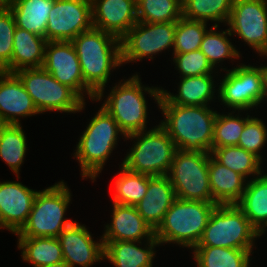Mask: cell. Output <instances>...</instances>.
I'll return each mask as SVG.
<instances>
[{
  "mask_svg": "<svg viewBox=\"0 0 267 267\" xmlns=\"http://www.w3.org/2000/svg\"><path fill=\"white\" fill-rule=\"evenodd\" d=\"M108 93L105 97V93H97L94 101H102L105 98L101 107L115 119L126 136L148 130L149 112L145 93L152 97L156 106H159L161 87L143 85L140 75L136 72L128 79L115 83Z\"/></svg>",
  "mask_w": 267,
  "mask_h": 267,
  "instance_id": "cell-1",
  "label": "cell"
},
{
  "mask_svg": "<svg viewBox=\"0 0 267 267\" xmlns=\"http://www.w3.org/2000/svg\"><path fill=\"white\" fill-rule=\"evenodd\" d=\"M164 119L160 125L167 131L175 146L183 151H212L214 122L217 110L211 106H184L159 103Z\"/></svg>",
  "mask_w": 267,
  "mask_h": 267,
  "instance_id": "cell-2",
  "label": "cell"
},
{
  "mask_svg": "<svg viewBox=\"0 0 267 267\" xmlns=\"http://www.w3.org/2000/svg\"><path fill=\"white\" fill-rule=\"evenodd\" d=\"M71 42L80 62L84 83L95 94L106 92L110 75L122 66L120 39L92 28L79 34Z\"/></svg>",
  "mask_w": 267,
  "mask_h": 267,
  "instance_id": "cell-3",
  "label": "cell"
},
{
  "mask_svg": "<svg viewBox=\"0 0 267 267\" xmlns=\"http://www.w3.org/2000/svg\"><path fill=\"white\" fill-rule=\"evenodd\" d=\"M119 136L125 141L126 135L115 119L100 106L79 136L73 154L75 160H78L82 179L90 178L93 183L96 181L111 153L117 148Z\"/></svg>",
  "mask_w": 267,
  "mask_h": 267,
  "instance_id": "cell-4",
  "label": "cell"
},
{
  "mask_svg": "<svg viewBox=\"0 0 267 267\" xmlns=\"http://www.w3.org/2000/svg\"><path fill=\"white\" fill-rule=\"evenodd\" d=\"M217 203L177 198L155 230L159 244H176L191 251L201 240L211 212Z\"/></svg>",
  "mask_w": 267,
  "mask_h": 267,
  "instance_id": "cell-5",
  "label": "cell"
},
{
  "mask_svg": "<svg viewBox=\"0 0 267 267\" xmlns=\"http://www.w3.org/2000/svg\"><path fill=\"white\" fill-rule=\"evenodd\" d=\"M71 200V190L64 180L39 190L28 220L15 234L16 237H58L65 228L74 222L65 217Z\"/></svg>",
  "mask_w": 267,
  "mask_h": 267,
  "instance_id": "cell-6",
  "label": "cell"
},
{
  "mask_svg": "<svg viewBox=\"0 0 267 267\" xmlns=\"http://www.w3.org/2000/svg\"><path fill=\"white\" fill-rule=\"evenodd\" d=\"M125 140H134L123 162H120L127 170L150 176L168 174L177 148L160 124L130 134Z\"/></svg>",
  "mask_w": 267,
  "mask_h": 267,
  "instance_id": "cell-7",
  "label": "cell"
},
{
  "mask_svg": "<svg viewBox=\"0 0 267 267\" xmlns=\"http://www.w3.org/2000/svg\"><path fill=\"white\" fill-rule=\"evenodd\" d=\"M262 235L236 205H216L197 246H214L253 251Z\"/></svg>",
  "mask_w": 267,
  "mask_h": 267,
  "instance_id": "cell-8",
  "label": "cell"
},
{
  "mask_svg": "<svg viewBox=\"0 0 267 267\" xmlns=\"http://www.w3.org/2000/svg\"><path fill=\"white\" fill-rule=\"evenodd\" d=\"M31 96L40 114L45 112L79 113L84 102L71 88L61 84L43 67L24 68L15 72Z\"/></svg>",
  "mask_w": 267,
  "mask_h": 267,
  "instance_id": "cell-9",
  "label": "cell"
},
{
  "mask_svg": "<svg viewBox=\"0 0 267 267\" xmlns=\"http://www.w3.org/2000/svg\"><path fill=\"white\" fill-rule=\"evenodd\" d=\"M209 156L208 152L176 150L167 176L177 198L216 203L210 188Z\"/></svg>",
  "mask_w": 267,
  "mask_h": 267,
  "instance_id": "cell-10",
  "label": "cell"
},
{
  "mask_svg": "<svg viewBox=\"0 0 267 267\" xmlns=\"http://www.w3.org/2000/svg\"><path fill=\"white\" fill-rule=\"evenodd\" d=\"M225 71L222 81L218 84V102L234 111H253L263 103V72L259 66L239 63L232 69L220 68Z\"/></svg>",
  "mask_w": 267,
  "mask_h": 267,
  "instance_id": "cell-11",
  "label": "cell"
},
{
  "mask_svg": "<svg viewBox=\"0 0 267 267\" xmlns=\"http://www.w3.org/2000/svg\"><path fill=\"white\" fill-rule=\"evenodd\" d=\"M176 22H137L121 39V61L136 63L152 60L165 50L174 49ZM154 55V56H153Z\"/></svg>",
  "mask_w": 267,
  "mask_h": 267,
  "instance_id": "cell-12",
  "label": "cell"
},
{
  "mask_svg": "<svg viewBox=\"0 0 267 267\" xmlns=\"http://www.w3.org/2000/svg\"><path fill=\"white\" fill-rule=\"evenodd\" d=\"M226 26L232 36L267 59V0H233Z\"/></svg>",
  "mask_w": 267,
  "mask_h": 267,
  "instance_id": "cell-13",
  "label": "cell"
},
{
  "mask_svg": "<svg viewBox=\"0 0 267 267\" xmlns=\"http://www.w3.org/2000/svg\"><path fill=\"white\" fill-rule=\"evenodd\" d=\"M42 67L61 84L71 88L84 102L86 95L94 101L96 94L84 83L80 62L71 41L47 42Z\"/></svg>",
  "mask_w": 267,
  "mask_h": 267,
  "instance_id": "cell-14",
  "label": "cell"
},
{
  "mask_svg": "<svg viewBox=\"0 0 267 267\" xmlns=\"http://www.w3.org/2000/svg\"><path fill=\"white\" fill-rule=\"evenodd\" d=\"M92 28L91 0H54L48 18L46 40L72 41Z\"/></svg>",
  "mask_w": 267,
  "mask_h": 267,
  "instance_id": "cell-15",
  "label": "cell"
},
{
  "mask_svg": "<svg viewBox=\"0 0 267 267\" xmlns=\"http://www.w3.org/2000/svg\"><path fill=\"white\" fill-rule=\"evenodd\" d=\"M85 224L74 221L65 228L58 239L61 244L64 261L70 267H91L104 260V243L102 237L95 241Z\"/></svg>",
  "mask_w": 267,
  "mask_h": 267,
  "instance_id": "cell-16",
  "label": "cell"
},
{
  "mask_svg": "<svg viewBox=\"0 0 267 267\" xmlns=\"http://www.w3.org/2000/svg\"><path fill=\"white\" fill-rule=\"evenodd\" d=\"M37 192L18 180L0 181V224L3 230L17 234L22 229Z\"/></svg>",
  "mask_w": 267,
  "mask_h": 267,
  "instance_id": "cell-17",
  "label": "cell"
},
{
  "mask_svg": "<svg viewBox=\"0 0 267 267\" xmlns=\"http://www.w3.org/2000/svg\"><path fill=\"white\" fill-rule=\"evenodd\" d=\"M93 28L121 39L137 22L136 0H91Z\"/></svg>",
  "mask_w": 267,
  "mask_h": 267,
  "instance_id": "cell-18",
  "label": "cell"
},
{
  "mask_svg": "<svg viewBox=\"0 0 267 267\" xmlns=\"http://www.w3.org/2000/svg\"><path fill=\"white\" fill-rule=\"evenodd\" d=\"M112 219L104 227L103 242L146 241L155 236V231L140 216L135 206L112 205Z\"/></svg>",
  "mask_w": 267,
  "mask_h": 267,
  "instance_id": "cell-19",
  "label": "cell"
},
{
  "mask_svg": "<svg viewBox=\"0 0 267 267\" xmlns=\"http://www.w3.org/2000/svg\"><path fill=\"white\" fill-rule=\"evenodd\" d=\"M40 114L15 73L0 76V117L5 124L20 125L21 118Z\"/></svg>",
  "mask_w": 267,
  "mask_h": 267,
  "instance_id": "cell-20",
  "label": "cell"
},
{
  "mask_svg": "<svg viewBox=\"0 0 267 267\" xmlns=\"http://www.w3.org/2000/svg\"><path fill=\"white\" fill-rule=\"evenodd\" d=\"M177 199L167 175H148V189L144 198L135 205L146 223L155 231L163 222L170 206Z\"/></svg>",
  "mask_w": 267,
  "mask_h": 267,
  "instance_id": "cell-21",
  "label": "cell"
},
{
  "mask_svg": "<svg viewBox=\"0 0 267 267\" xmlns=\"http://www.w3.org/2000/svg\"><path fill=\"white\" fill-rule=\"evenodd\" d=\"M216 75L207 74L180 78L177 93H171L161 86L159 103H172L184 106H210L212 101L218 99V83L213 79ZM217 83V84H216Z\"/></svg>",
  "mask_w": 267,
  "mask_h": 267,
  "instance_id": "cell-22",
  "label": "cell"
},
{
  "mask_svg": "<svg viewBox=\"0 0 267 267\" xmlns=\"http://www.w3.org/2000/svg\"><path fill=\"white\" fill-rule=\"evenodd\" d=\"M103 243L104 260H108L115 267H153L155 249L160 246L155 236L146 241L125 240Z\"/></svg>",
  "mask_w": 267,
  "mask_h": 267,
  "instance_id": "cell-23",
  "label": "cell"
},
{
  "mask_svg": "<svg viewBox=\"0 0 267 267\" xmlns=\"http://www.w3.org/2000/svg\"><path fill=\"white\" fill-rule=\"evenodd\" d=\"M208 167L213 200L218 205L237 204L243 196L247 180L239 173L218 163L211 154Z\"/></svg>",
  "mask_w": 267,
  "mask_h": 267,
  "instance_id": "cell-24",
  "label": "cell"
},
{
  "mask_svg": "<svg viewBox=\"0 0 267 267\" xmlns=\"http://www.w3.org/2000/svg\"><path fill=\"white\" fill-rule=\"evenodd\" d=\"M45 37L16 27L12 60L6 66L7 72L15 73L24 68H41L44 63Z\"/></svg>",
  "mask_w": 267,
  "mask_h": 267,
  "instance_id": "cell-25",
  "label": "cell"
},
{
  "mask_svg": "<svg viewBox=\"0 0 267 267\" xmlns=\"http://www.w3.org/2000/svg\"><path fill=\"white\" fill-rule=\"evenodd\" d=\"M257 231H267V173L247 181L241 200L236 204Z\"/></svg>",
  "mask_w": 267,
  "mask_h": 267,
  "instance_id": "cell-26",
  "label": "cell"
},
{
  "mask_svg": "<svg viewBox=\"0 0 267 267\" xmlns=\"http://www.w3.org/2000/svg\"><path fill=\"white\" fill-rule=\"evenodd\" d=\"M54 0H11L16 27L46 39V28Z\"/></svg>",
  "mask_w": 267,
  "mask_h": 267,
  "instance_id": "cell-27",
  "label": "cell"
},
{
  "mask_svg": "<svg viewBox=\"0 0 267 267\" xmlns=\"http://www.w3.org/2000/svg\"><path fill=\"white\" fill-rule=\"evenodd\" d=\"M21 257L33 267H42L64 261L58 237H17Z\"/></svg>",
  "mask_w": 267,
  "mask_h": 267,
  "instance_id": "cell-28",
  "label": "cell"
},
{
  "mask_svg": "<svg viewBox=\"0 0 267 267\" xmlns=\"http://www.w3.org/2000/svg\"><path fill=\"white\" fill-rule=\"evenodd\" d=\"M253 253L244 249L196 246L192 258L197 267H250Z\"/></svg>",
  "mask_w": 267,
  "mask_h": 267,
  "instance_id": "cell-29",
  "label": "cell"
},
{
  "mask_svg": "<svg viewBox=\"0 0 267 267\" xmlns=\"http://www.w3.org/2000/svg\"><path fill=\"white\" fill-rule=\"evenodd\" d=\"M210 154L218 163L239 173L247 181L265 171L262 168L263 162L257 156L239 146L214 148Z\"/></svg>",
  "mask_w": 267,
  "mask_h": 267,
  "instance_id": "cell-30",
  "label": "cell"
},
{
  "mask_svg": "<svg viewBox=\"0 0 267 267\" xmlns=\"http://www.w3.org/2000/svg\"><path fill=\"white\" fill-rule=\"evenodd\" d=\"M22 125L6 124L0 131V158L15 173L17 179L28 150Z\"/></svg>",
  "mask_w": 267,
  "mask_h": 267,
  "instance_id": "cell-31",
  "label": "cell"
},
{
  "mask_svg": "<svg viewBox=\"0 0 267 267\" xmlns=\"http://www.w3.org/2000/svg\"><path fill=\"white\" fill-rule=\"evenodd\" d=\"M209 28L203 37L199 50L207 57L212 67L217 70L220 68V64L223 67L222 62L224 60L231 59V62L234 59L239 60L238 58H241L242 54L236 49V45L232 44L231 39L228 38L232 37L228 27L223 31H220V29L218 31L219 26H211Z\"/></svg>",
  "mask_w": 267,
  "mask_h": 267,
  "instance_id": "cell-32",
  "label": "cell"
},
{
  "mask_svg": "<svg viewBox=\"0 0 267 267\" xmlns=\"http://www.w3.org/2000/svg\"><path fill=\"white\" fill-rule=\"evenodd\" d=\"M233 0H185L182 3V17L208 23L212 26H225L229 20Z\"/></svg>",
  "mask_w": 267,
  "mask_h": 267,
  "instance_id": "cell-33",
  "label": "cell"
},
{
  "mask_svg": "<svg viewBox=\"0 0 267 267\" xmlns=\"http://www.w3.org/2000/svg\"><path fill=\"white\" fill-rule=\"evenodd\" d=\"M119 168L120 171L113 181L112 202L135 206L147 193L148 175L131 172L122 165H119Z\"/></svg>",
  "mask_w": 267,
  "mask_h": 267,
  "instance_id": "cell-34",
  "label": "cell"
},
{
  "mask_svg": "<svg viewBox=\"0 0 267 267\" xmlns=\"http://www.w3.org/2000/svg\"><path fill=\"white\" fill-rule=\"evenodd\" d=\"M241 112L243 111L236 112L232 110L226 112L227 114L224 112L223 114L220 112L217 113L214 122L212 150L214 148L225 146H238V141L244 126L252 117L249 115L248 111L246 113L247 116L245 115V117Z\"/></svg>",
  "mask_w": 267,
  "mask_h": 267,
  "instance_id": "cell-35",
  "label": "cell"
},
{
  "mask_svg": "<svg viewBox=\"0 0 267 267\" xmlns=\"http://www.w3.org/2000/svg\"><path fill=\"white\" fill-rule=\"evenodd\" d=\"M136 4L138 22H177L182 17V3L178 0H136Z\"/></svg>",
  "mask_w": 267,
  "mask_h": 267,
  "instance_id": "cell-36",
  "label": "cell"
},
{
  "mask_svg": "<svg viewBox=\"0 0 267 267\" xmlns=\"http://www.w3.org/2000/svg\"><path fill=\"white\" fill-rule=\"evenodd\" d=\"M208 23L181 17L176 22L172 54H183L200 49L203 37L209 30Z\"/></svg>",
  "mask_w": 267,
  "mask_h": 267,
  "instance_id": "cell-37",
  "label": "cell"
},
{
  "mask_svg": "<svg viewBox=\"0 0 267 267\" xmlns=\"http://www.w3.org/2000/svg\"><path fill=\"white\" fill-rule=\"evenodd\" d=\"M174 68L179 77H192L207 74H216V70L209 63L207 57L200 51L195 50L183 54H172Z\"/></svg>",
  "mask_w": 267,
  "mask_h": 267,
  "instance_id": "cell-38",
  "label": "cell"
},
{
  "mask_svg": "<svg viewBox=\"0 0 267 267\" xmlns=\"http://www.w3.org/2000/svg\"><path fill=\"white\" fill-rule=\"evenodd\" d=\"M267 125L263 119L252 116L245 124L240 135L238 146L253 153L263 162L261 150L267 144Z\"/></svg>",
  "mask_w": 267,
  "mask_h": 267,
  "instance_id": "cell-39",
  "label": "cell"
},
{
  "mask_svg": "<svg viewBox=\"0 0 267 267\" xmlns=\"http://www.w3.org/2000/svg\"><path fill=\"white\" fill-rule=\"evenodd\" d=\"M16 22L10 9L0 12V61L6 67L12 60Z\"/></svg>",
  "mask_w": 267,
  "mask_h": 267,
  "instance_id": "cell-40",
  "label": "cell"
},
{
  "mask_svg": "<svg viewBox=\"0 0 267 267\" xmlns=\"http://www.w3.org/2000/svg\"><path fill=\"white\" fill-rule=\"evenodd\" d=\"M262 72H263V91H264V98H263V104L264 101L267 103V64L263 65L262 63Z\"/></svg>",
  "mask_w": 267,
  "mask_h": 267,
  "instance_id": "cell-41",
  "label": "cell"
},
{
  "mask_svg": "<svg viewBox=\"0 0 267 267\" xmlns=\"http://www.w3.org/2000/svg\"><path fill=\"white\" fill-rule=\"evenodd\" d=\"M11 0H0V12L10 9Z\"/></svg>",
  "mask_w": 267,
  "mask_h": 267,
  "instance_id": "cell-42",
  "label": "cell"
},
{
  "mask_svg": "<svg viewBox=\"0 0 267 267\" xmlns=\"http://www.w3.org/2000/svg\"><path fill=\"white\" fill-rule=\"evenodd\" d=\"M42 267H70L65 261H61L58 263L50 264V265H45Z\"/></svg>",
  "mask_w": 267,
  "mask_h": 267,
  "instance_id": "cell-43",
  "label": "cell"
},
{
  "mask_svg": "<svg viewBox=\"0 0 267 267\" xmlns=\"http://www.w3.org/2000/svg\"><path fill=\"white\" fill-rule=\"evenodd\" d=\"M7 73L6 67L0 61V76H3Z\"/></svg>",
  "mask_w": 267,
  "mask_h": 267,
  "instance_id": "cell-44",
  "label": "cell"
},
{
  "mask_svg": "<svg viewBox=\"0 0 267 267\" xmlns=\"http://www.w3.org/2000/svg\"><path fill=\"white\" fill-rule=\"evenodd\" d=\"M6 124L4 123V121L2 120V118L0 117V131L1 129L5 126Z\"/></svg>",
  "mask_w": 267,
  "mask_h": 267,
  "instance_id": "cell-45",
  "label": "cell"
}]
</instances>
